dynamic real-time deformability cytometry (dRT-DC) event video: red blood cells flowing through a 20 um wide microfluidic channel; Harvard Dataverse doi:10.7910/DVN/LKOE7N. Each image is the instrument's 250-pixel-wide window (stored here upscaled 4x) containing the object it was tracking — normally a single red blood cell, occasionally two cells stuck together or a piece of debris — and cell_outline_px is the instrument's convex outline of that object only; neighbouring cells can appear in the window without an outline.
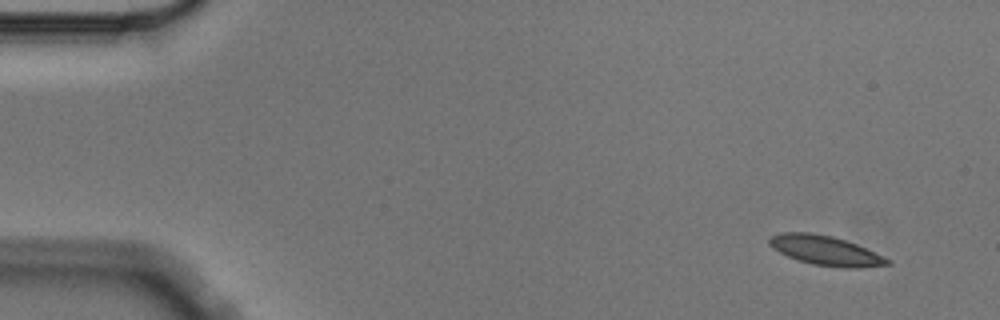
{"species": "Egyptian fruit bat (a non-hibernating species)", "species_latin": "Rousettus aegyptiacus", "temperature_condition": "cold", "stored_images_in_passage": 9, "camera_frame_rate_fps": 3000, "um_per_image_px": 0.085, "animal": {"sex": "male"}, "frame": {"image": 1, "passage_image": 1, "time_ms": 0.0, "image_size_px": [1000, 320], "cell_outline_px": [[892, 264], [860, 268], [844, 268], [812, 264], [796, 260], [772, 248], [768, 244], [768, 240], [772, 236], [780, 232], [808, 232], [832, 236], [856, 244], [892, 260]], "centroid_in_image_um": [70.16, 21.3], "position_along_channel_um": 14.8, "area_um2": 20.35}}
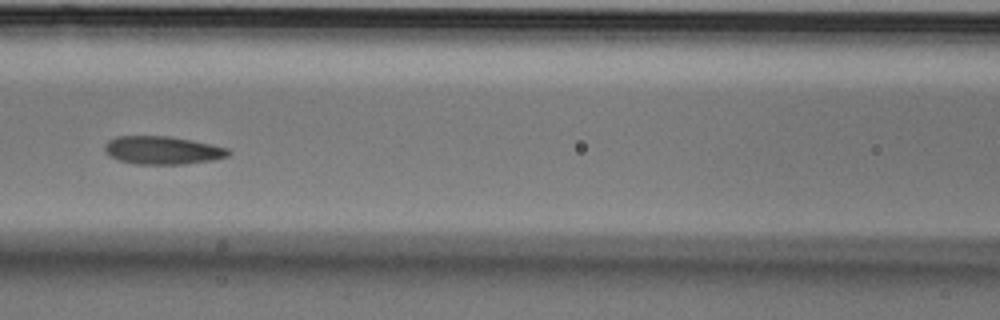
{"frame": {"image": 2, "passage_image": 7, "time_ms": 2.0, "image_size_px": [1000, 320], "cell_outline_px": [[232, 152], [228, 156], [212, 160], [184, 164], [136, 164], [120, 160], [108, 156], [104, 148], [104, 144], [108, 140], [116, 136], [172, 136], [212, 144], [228, 148]], "centroid_in_image_um": [13.81, 12.76], "position_along_channel_um": 152.8, "area_um2": 20.4}}
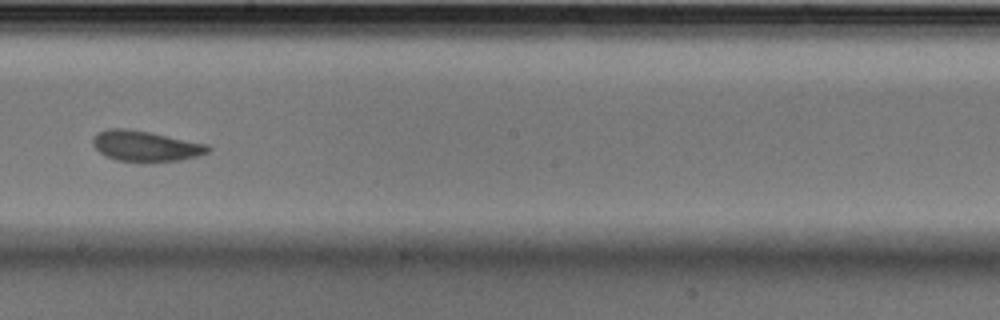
{"frame": {"image": 3, "passage_image": 9, "time_ms": 2.667, "image_size_px": [1000, 320], "cell_outline_px": [[212, 148], [208, 152], [196, 156], [180, 160], [144, 164], [116, 160], [104, 156], [92, 144], [92, 136], [96, 132], [108, 128], [128, 128], [208, 144]], "centroid_in_image_um": [12.32, 12.44], "position_along_channel_um": 235.9, "area_um2": 21.1}}